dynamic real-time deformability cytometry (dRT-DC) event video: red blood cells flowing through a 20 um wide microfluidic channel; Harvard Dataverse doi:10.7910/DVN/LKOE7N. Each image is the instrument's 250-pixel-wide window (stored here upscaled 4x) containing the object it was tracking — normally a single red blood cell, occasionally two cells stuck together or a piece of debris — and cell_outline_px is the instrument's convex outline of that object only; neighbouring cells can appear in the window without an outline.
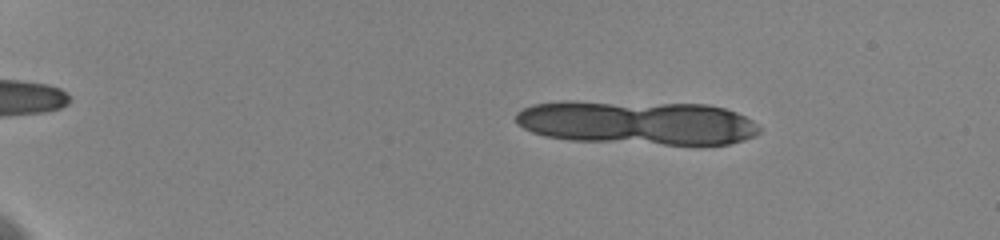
{"species": "human", "species_latin": "Homo sapiens", "temperature_condition": "cold", "stored_images_in_passage": 13, "camera_frame_rate_fps": 3000, "um_per_image_px": 0.085, "donor": {"sex": "female"}, "frame": {"image": 1, "passage_image": 5, "time_ms": 1.0, "image_size_px": [1000, 240], "cell_outline_px": [[760, 132], [744, 140], [728, 144], [664, 144], [568, 140], [544, 136], [532, 132], [524, 128], [516, 120], [516, 112], [532, 104], [708, 104], [724, 108], [736, 112], [752, 120], [760, 128]], "centroid_in_image_um": [54.26, 10.48], "position_along_channel_um": 30.7, "area_um2": 60.34}}